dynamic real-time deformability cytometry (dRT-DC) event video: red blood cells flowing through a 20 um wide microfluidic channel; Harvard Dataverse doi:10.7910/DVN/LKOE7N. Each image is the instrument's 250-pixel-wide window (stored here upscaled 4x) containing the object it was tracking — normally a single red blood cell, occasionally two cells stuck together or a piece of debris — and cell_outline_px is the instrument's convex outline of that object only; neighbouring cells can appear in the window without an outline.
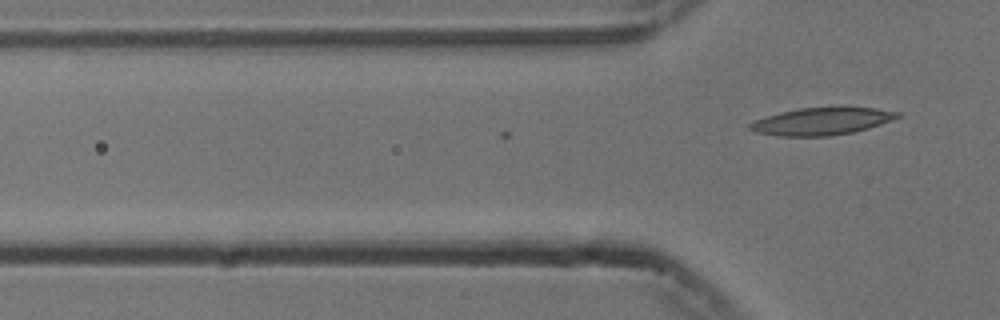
{"species": "common noctule bat (a hibernating species)", "species_latin": "Nyctalus noctula", "temperature_condition": "cold", "stored_images_in_passage": 3, "camera_frame_rate_fps": 3000, "um_per_image_px": 0.085, "animal": {"sex": "male", "body_mass_g": 13.3}, "frame": {"image": 1, "passage_image": 3, "time_ms": 0.667, "image_size_px": [1000, 320], "cell_outline_px": [[904, 116], [868, 128], [852, 132], [832, 136], [780, 136], [756, 132], [748, 128], [748, 124], [756, 120], [780, 112], [800, 108], [840, 104], [844, 104], [876, 108], [900, 112]], "centroid_in_image_um": [69.94, 10.26], "position_along_channel_um": 55.9, "area_um2": 24.39}}